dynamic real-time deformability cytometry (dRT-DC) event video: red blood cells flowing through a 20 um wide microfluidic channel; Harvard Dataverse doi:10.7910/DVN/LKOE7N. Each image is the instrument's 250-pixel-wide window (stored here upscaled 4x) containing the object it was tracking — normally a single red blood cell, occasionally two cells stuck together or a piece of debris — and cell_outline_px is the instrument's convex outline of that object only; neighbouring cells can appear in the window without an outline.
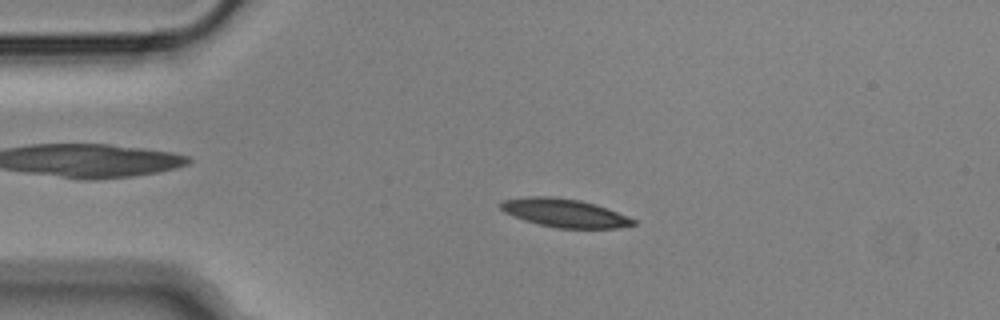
{"species": "Egyptian fruit bat (a non-hibernating species)", "species_latin": "Rousettus aegyptiacus", "temperature_condition": "cold", "stored_images_in_passage": 54, "camera_frame_rate_fps": 3000, "um_per_image_px": 0.085, "animal": {"sex": "male"}, "frame": {"image": 1, "passage_image": 10, "time_ms": 3.0, "image_size_px": [1000, 320], "cell_outline_px": [[636, 224], [620, 228], [556, 228], [524, 220], [504, 212], [500, 208], [500, 200], [524, 196], [556, 196], [580, 200], [596, 204], [608, 208], [628, 216], [636, 220]], "centroid_in_image_um": [47.98, 18.08], "position_along_channel_um": 37.0, "area_um2": 22.2}}
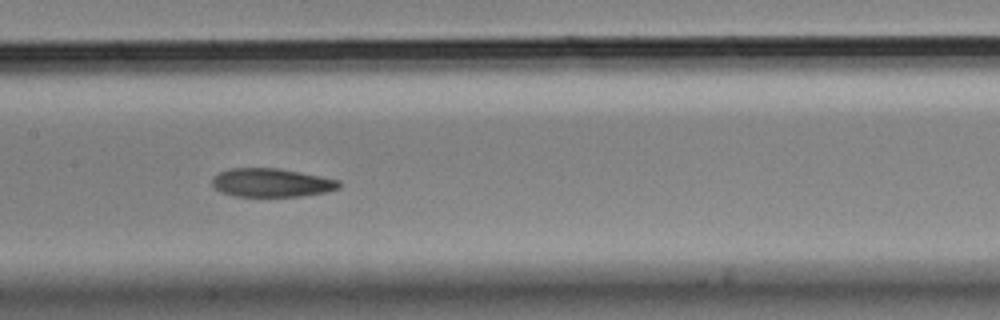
{"frame": {"image": 2, "passage_image": 25, "time_ms": 8.0, "image_size_px": [1000, 320], "cell_outline_px": [[340, 188], [328, 192], [300, 196], [236, 196], [220, 192], [212, 184], [212, 176], [228, 168], [276, 168], [340, 180]], "centroid_in_image_um": [23.06, 15.53], "position_along_channel_um": 184.3, "area_um2": 21.04}}
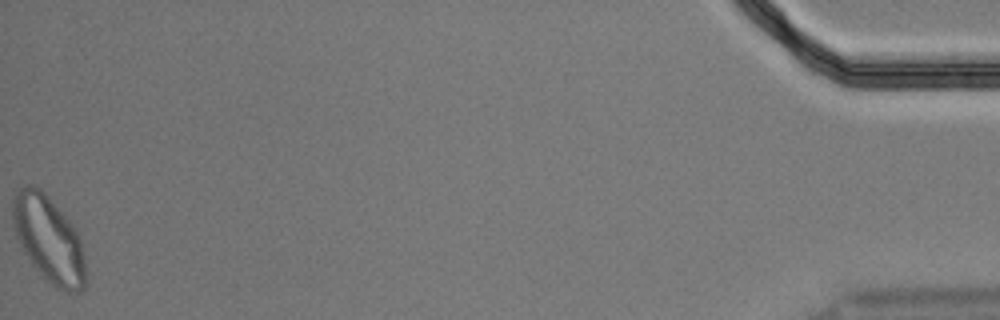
{"frame": {"image": 3, "passage_image": 54, "time_ms": 17.667, "image_size_px": [1000, 320], "cell_outline_px": [[84, 288], [76, 292], [68, 292], [56, 288], [44, 280], [32, 264], [24, 252], [16, 236], [12, 224], [12, 200], [16, 192], [24, 184], [32, 184], [40, 188], [48, 196], [68, 220], [76, 232], [80, 240], [84, 260]], "centroid_in_image_um": [4.09, 20.32], "position_along_channel_um": 431.1, "area_um2": 36.47}, "authors_computed_cell_mechanics": {"area_um2": 22.0796, "velocity_mm_per_s": 3.5729, "shape_relaxation_time_tau1_ms": 3.4327, "shape_relaxation_time_tau2_ms": 4.1612, "deformation_change_tau1": 0.1426, "deformation_change_tau2": 0.1081}}